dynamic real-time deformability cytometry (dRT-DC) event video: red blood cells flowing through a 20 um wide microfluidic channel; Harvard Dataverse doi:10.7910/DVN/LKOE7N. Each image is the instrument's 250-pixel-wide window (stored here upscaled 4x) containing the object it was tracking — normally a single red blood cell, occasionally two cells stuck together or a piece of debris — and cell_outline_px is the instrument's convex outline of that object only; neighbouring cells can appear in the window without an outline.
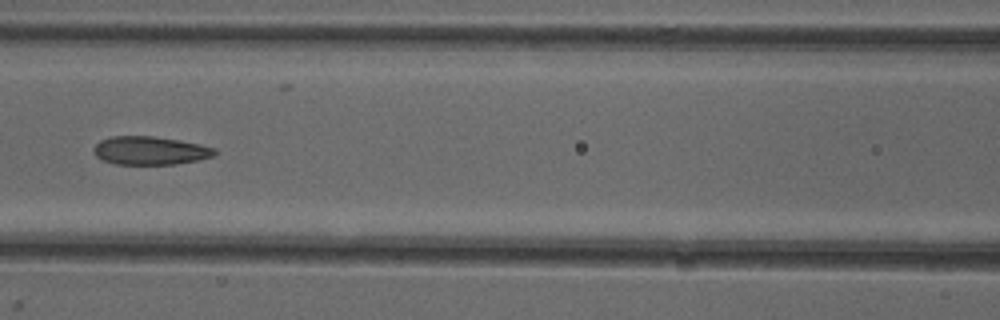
{"species": "common noctule bat (a hibernating species)", "species_latin": "Nyctalus noctula", "temperature_condition": "cold", "stored_images_in_passage": 6, "camera_frame_rate_fps": 3000, "um_per_image_px": 0.085, "animal": {"sex": "female"}, "frame": {"image": 1, "passage_image": 6, "time_ms": 5.667, "image_size_px": [1000, 320], "cell_outline_px": [[216, 152], [212, 156], [196, 160], [176, 164], [116, 164], [100, 160], [96, 156], [92, 148], [100, 140], [112, 136], [152, 136], [180, 140], [200, 144], [216, 148]], "centroid_in_image_um": [12.72, 12.79], "position_along_channel_um": 153.9, "area_um2": 20.0}}